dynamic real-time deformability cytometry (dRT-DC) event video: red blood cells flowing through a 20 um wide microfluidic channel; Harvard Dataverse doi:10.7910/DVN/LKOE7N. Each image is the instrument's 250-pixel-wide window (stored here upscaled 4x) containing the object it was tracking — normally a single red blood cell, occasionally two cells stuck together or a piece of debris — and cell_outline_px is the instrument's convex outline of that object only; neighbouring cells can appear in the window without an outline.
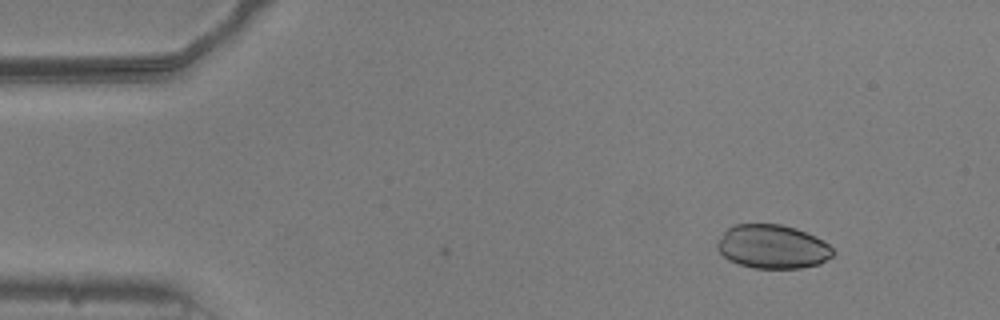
{"species": "common noctule bat (a hibernating species)", "species_latin": "Nyctalus noctula", "temperature_condition": "warm", "stored_images_in_passage": 3, "camera_frame_rate_fps": 3000, "um_per_image_px": 0.085, "animal": {"sex": "male", "body_mass_g": 20.5, "forearm_length_mm": 52.5}, "frame": {"image": 1, "passage_image": 3, "time_ms": 0.667, "image_size_px": [1000, 320], "cell_outline_px": [[836, 252], [832, 256], [820, 264], [800, 268], [752, 268], [728, 260], [716, 248], [716, 244], [724, 232], [732, 224], [780, 224], [796, 228], [816, 236], [828, 244]], "centroid_in_image_um": [65.67, 20.96], "position_along_channel_um": 19.3, "area_um2": 29.65}}